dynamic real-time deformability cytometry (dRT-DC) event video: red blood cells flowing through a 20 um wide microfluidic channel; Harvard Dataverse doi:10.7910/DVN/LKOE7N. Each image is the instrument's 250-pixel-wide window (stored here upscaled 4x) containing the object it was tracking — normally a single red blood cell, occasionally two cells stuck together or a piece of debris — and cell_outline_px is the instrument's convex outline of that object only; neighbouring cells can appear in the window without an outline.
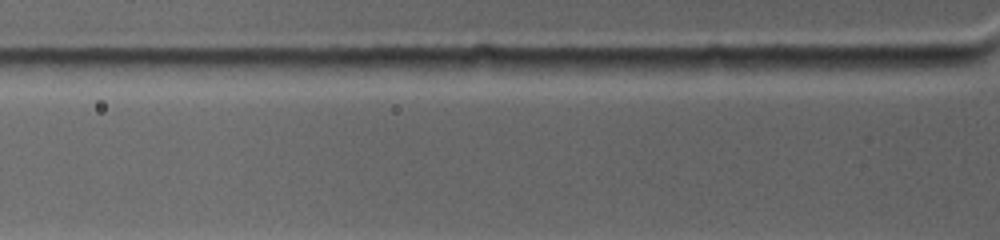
{"species": "common noctule bat (a hibernating species)", "species_latin": "Nyctalus noctula", "temperature_condition": "warm", "stored_images_in_passage": 2, "camera_frame_rate_fps": 4500, "um_per_image_px": 0.085, "animal": {"sex": "female", "body_mass_g": 19.0, "forearm_length_mm": 53.3}, "frame": {"image": 1, "passage_image": 2, "time_ms": 0.222, "image_size_px": [1000, 240], "cell_outline_px": [[984, 60], [968, 64], [932, 72], [880, 76], [860, 68], [880, 56], [968, 56]], "centroid_in_image_um": [77.79, 5.47], "position_along_channel_um": 48.0, "area_um2": 11.79}}